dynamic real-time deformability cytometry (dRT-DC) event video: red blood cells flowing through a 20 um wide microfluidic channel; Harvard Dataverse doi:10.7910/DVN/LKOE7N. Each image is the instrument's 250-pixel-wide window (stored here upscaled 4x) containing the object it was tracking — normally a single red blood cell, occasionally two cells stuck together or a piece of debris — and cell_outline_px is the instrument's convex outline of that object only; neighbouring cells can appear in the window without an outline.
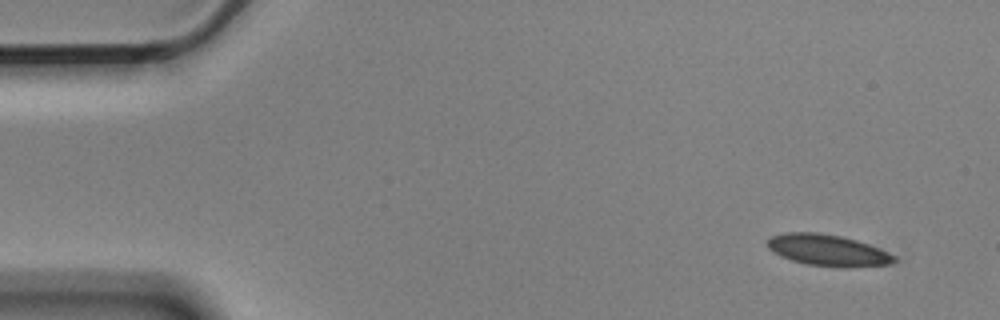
{"species": "Egyptian fruit bat (a non-hibernating species)", "species_latin": "Rousettus aegyptiacus", "temperature_condition": "cold", "stored_images_in_passage": 4, "camera_frame_rate_fps": 3000, "um_per_image_px": 0.085, "animal": {"sex": "male"}, "frame": {"image": 1, "passage_image": 1, "time_ms": 0.0, "image_size_px": [1000, 320], "cell_outline_px": [[896, 260], [888, 264], [844, 268], [808, 264], [792, 260], [780, 256], [772, 252], [768, 248], [768, 240], [772, 236], [784, 232], [820, 232], [840, 236], [856, 240], [880, 248], [896, 256]], "centroid_in_image_um": [70.35, 21.26], "position_along_channel_um": 14.6, "area_um2": 23.18}}